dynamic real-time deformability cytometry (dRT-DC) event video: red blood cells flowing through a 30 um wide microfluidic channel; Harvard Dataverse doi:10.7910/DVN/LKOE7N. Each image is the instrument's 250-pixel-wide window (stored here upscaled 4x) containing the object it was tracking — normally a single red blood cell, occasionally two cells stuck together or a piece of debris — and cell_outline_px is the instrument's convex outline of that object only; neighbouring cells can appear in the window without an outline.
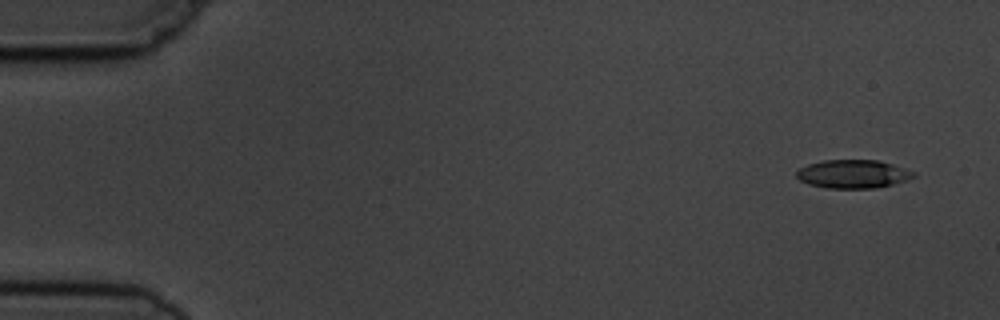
{"species": "common noctule bat (a hibernating species)", "species_latin": "Nyctalus noctula", "temperature_condition": "cold", "stored_images_in_passage": 6, "camera_frame_rate_fps": 3000, "um_per_image_px": 0.085, "animal": {"sex": "male", "body_mass_g": 19.5, "forearm_length_mm": 54.6}, "frame": {"image": 1, "passage_image": 1, "time_ms": 0.0, "image_size_px": [1000, 320], "cell_outline_px": [[916, 176], [908, 180], [876, 188], [828, 188], [808, 184], [800, 180], [796, 176], [796, 172], [800, 168], [808, 164], [824, 160], [876, 160], [892, 164], [916, 172]], "centroid_in_image_um": [72.52, 14.79], "position_along_channel_um": 12.5, "area_um2": 19.36}}
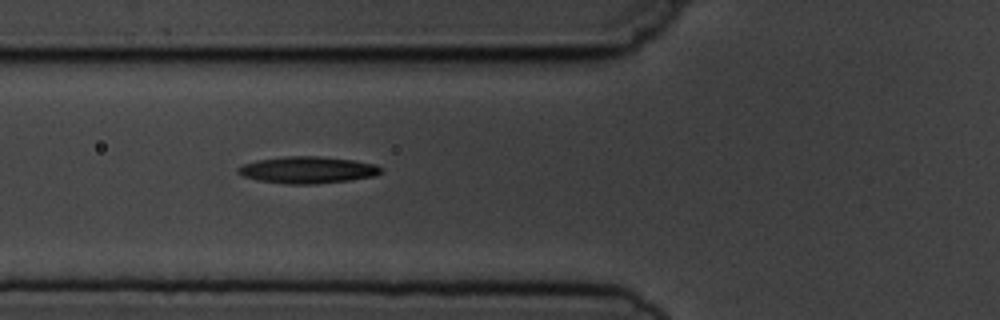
{"frame": {"image": 2, "passage_image": 6, "time_ms": 5.667, "image_size_px": [1000, 320], "cell_outline_px": [[384, 168], [376, 176], [348, 180], [316, 184], [284, 184], [256, 180], [244, 176], [236, 172], [236, 168], [244, 164], [256, 160], [284, 156], [320, 156], [356, 160], [376, 164]], "centroid_in_image_um": [26.15, 14.44], "position_along_channel_um": 99.7, "area_um2": 22.6}}